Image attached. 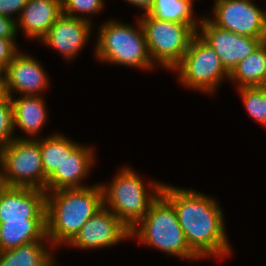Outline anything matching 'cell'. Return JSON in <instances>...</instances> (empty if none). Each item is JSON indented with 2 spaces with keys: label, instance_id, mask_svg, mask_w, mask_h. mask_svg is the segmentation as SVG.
<instances>
[{
  "label": "cell",
  "instance_id": "e0dca14e",
  "mask_svg": "<svg viewBox=\"0 0 266 266\" xmlns=\"http://www.w3.org/2000/svg\"><path fill=\"white\" fill-rule=\"evenodd\" d=\"M13 107L14 127H19L30 137L40 132L44 126L47 112L41 96H21L19 99L10 97Z\"/></svg>",
  "mask_w": 266,
  "mask_h": 266
},
{
  "label": "cell",
  "instance_id": "ba28073f",
  "mask_svg": "<svg viewBox=\"0 0 266 266\" xmlns=\"http://www.w3.org/2000/svg\"><path fill=\"white\" fill-rule=\"evenodd\" d=\"M172 70H177L182 84L211 94L221 80L230 75L215 50L198 33L191 39L182 60Z\"/></svg>",
  "mask_w": 266,
  "mask_h": 266
},
{
  "label": "cell",
  "instance_id": "4316f807",
  "mask_svg": "<svg viewBox=\"0 0 266 266\" xmlns=\"http://www.w3.org/2000/svg\"><path fill=\"white\" fill-rule=\"evenodd\" d=\"M17 21L12 17L0 15V37L14 41L17 32Z\"/></svg>",
  "mask_w": 266,
  "mask_h": 266
},
{
  "label": "cell",
  "instance_id": "3957f363",
  "mask_svg": "<svg viewBox=\"0 0 266 266\" xmlns=\"http://www.w3.org/2000/svg\"><path fill=\"white\" fill-rule=\"evenodd\" d=\"M130 236L170 255L197 259L187 245L173 205L162 195L151 204L147 214L133 227Z\"/></svg>",
  "mask_w": 266,
  "mask_h": 266
},
{
  "label": "cell",
  "instance_id": "277c9868",
  "mask_svg": "<svg viewBox=\"0 0 266 266\" xmlns=\"http://www.w3.org/2000/svg\"><path fill=\"white\" fill-rule=\"evenodd\" d=\"M141 180L131 168L126 167L119 171L109 187L100 185L103 191V206H107L108 203L110 205L108 209L130 231L147 214L151 204L161 194L163 187L162 183H150L151 190L154 192L150 194Z\"/></svg>",
  "mask_w": 266,
  "mask_h": 266
},
{
  "label": "cell",
  "instance_id": "8992f818",
  "mask_svg": "<svg viewBox=\"0 0 266 266\" xmlns=\"http://www.w3.org/2000/svg\"><path fill=\"white\" fill-rule=\"evenodd\" d=\"M0 184L8 187L46 189L39 139L12 140L0 147Z\"/></svg>",
  "mask_w": 266,
  "mask_h": 266
},
{
  "label": "cell",
  "instance_id": "2e32d148",
  "mask_svg": "<svg viewBox=\"0 0 266 266\" xmlns=\"http://www.w3.org/2000/svg\"><path fill=\"white\" fill-rule=\"evenodd\" d=\"M61 14V0H28L17 28L21 27L28 38L42 39Z\"/></svg>",
  "mask_w": 266,
  "mask_h": 266
},
{
  "label": "cell",
  "instance_id": "4dcf8cb0",
  "mask_svg": "<svg viewBox=\"0 0 266 266\" xmlns=\"http://www.w3.org/2000/svg\"><path fill=\"white\" fill-rule=\"evenodd\" d=\"M264 90H266V79H265V81H264V83H263V85L261 86Z\"/></svg>",
  "mask_w": 266,
  "mask_h": 266
},
{
  "label": "cell",
  "instance_id": "cb8c5ba5",
  "mask_svg": "<svg viewBox=\"0 0 266 266\" xmlns=\"http://www.w3.org/2000/svg\"><path fill=\"white\" fill-rule=\"evenodd\" d=\"M14 127L13 107L9 96L0 101V147L8 145L13 137Z\"/></svg>",
  "mask_w": 266,
  "mask_h": 266
},
{
  "label": "cell",
  "instance_id": "d6986e66",
  "mask_svg": "<svg viewBox=\"0 0 266 266\" xmlns=\"http://www.w3.org/2000/svg\"><path fill=\"white\" fill-rule=\"evenodd\" d=\"M229 80L237 81L238 87L262 86L266 79V41L231 71Z\"/></svg>",
  "mask_w": 266,
  "mask_h": 266
},
{
  "label": "cell",
  "instance_id": "ffe728a7",
  "mask_svg": "<svg viewBox=\"0 0 266 266\" xmlns=\"http://www.w3.org/2000/svg\"><path fill=\"white\" fill-rule=\"evenodd\" d=\"M43 242H29L0 252V266H52L53 258Z\"/></svg>",
  "mask_w": 266,
  "mask_h": 266
},
{
  "label": "cell",
  "instance_id": "f1b7e54d",
  "mask_svg": "<svg viewBox=\"0 0 266 266\" xmlns=\"http://www.w3.org/2000/svg\"><path fill=\"white\" fill-rule=\"evenodd\" d=\"M126 1L139 8H143L145 13H148L154 4V0H126Z\"/></svg>",
  "mask_w": 266,
  "mask_h": 266
},
{
  "label": "cell",
  "instance_id": "9a60e30c",
  "mask_svg": "<svg viewBox=\"0 0 266 266\" xmlns=\"http://www.w3.org/2000/svg\"><path fill=\"white\" fill-rule=\"evenodd\" d=\"M92 151L90 147L78 144L69 156L65 157L61 166L47 178L45 192L50 194L61 189L87 187L82 186L81 180L91 171L90 167L94 162V153Z\"/></svg>",
  "mask_w": 266,
  "mask_h": 266
},
{
  "label": "cell",
  "instance_id": "d4e9b609",
  "mask_svg": "<svg viewBox=\"0 0 266 266\" xmlns=\"http://www.w3.org/2000/svg\"><path fill=\"white\" fill-rule=\"evenodd\" d=\"M62 13L75 18H82L89 20L84 16L74 15V12H83L88 14H95L103 9V0H61Z\"/></svg>",
  "mask_w": 266,
  "mask_h": 266
},
{
  "label": "cell",
  "instance_id": "f546056e",
  "mask_svg": "<svg viewBox=\"0 0 266 266\" xmlns=\"http://www.w3.org/2000/svg\"><path fill=\"white\" fill-rule=\"evenodd\" d=\"M6 91H5V83H4V77L3 73L0 74V101H2L6 97Z\"/></svg>",
  "mask_w": 266,
  "mask_h": 266
},
{
  "label": "cell",
  "instance_id": "6da1fadb",
  "mask_svg": "<svg viewBox=\"0 0 266 266\" xmlns=\"http://www.w3.org/2000/svg\"><path fill=\"white\" fill-rule=\"evenodd\" d=\"M161 194L175 208L187 245L198 258L230 254L223 212L213 198L167 184H163Z\"/></svg>",
  "mask_w": 266,
  "mask_h": 266
},
{
  "label": "cell",
  "instance_id": "ac0fdd59",
  "mask_svg": "<svg viewBox=\"0 0 266 266\" xmlns=\"http://www.w3.org/2000/svg\"><path fill=\"white\" fill-rule=\"evenodd\" d=\"M46 221H7L0 223V252L29 242H44Z\"/></svg>",
  "mask_w": 266,
  "mask_h": 266
},
{
  "label": "cell",
  "instance_id": "7a4b0ae2",
  "mask_svg": "<svg viewBox=\"0 0 266 266\" xmlns=\"http://www.w3.org/2000/svg\"><path fill=\"white\" fill-rule=\"evenodd\" d=\"M103 207L100 185L46 193V237L54 247L69 243Z\"/></svg>",
  "mask_w": 266,
  "mask_h": 266
},
{
  "label": "cell",
  "instance_id": "7402d4cb",
  "mask_svg": "<svg viewBox=\"0 0 266 266\" xmlns=\"http://www.w3.org/2000/svg\"><path fill=\"white\" fill-rule=\"evenodd\" d=\"M77 145L78 143L61 134H54L39 140L43 169L47 178L61 166L65 157H68Z\"/></svg>",
  "mask_w": 266,
  "mask_h": 266
},
{
  "label": "cell",
  "instance_id": "7c38bea8",
  "mask_svg": "<svg viewBox=\"0 0 266 266\" xmlns=\"http://www.w3.org/2000/svg\"><path fill=\"white\" fill-rule=\"evenodd\" d=\"M129 228L108 207L103 206L68 243L81 249L109 247L130 238Z\"/></svg>",
  "mask_w": 266,
  "mask_h": 266
},
{
  "label": "cell",
  "instance_id": "4fadbf2b",
  "mask_svg": "<svg viewBox=\"0 0 266 266\" xmlns=\"http://www.w3.org/2000/svg\"><path fill=\"white\" fill-rule=\"evenodd\" d=\"M6 95L12 97L15 90L23 96H38L49 85L45 71L35 58L17 53L11 63L2 71Z\"/></svg>",
  "mask_w": 266,
  "mask_h": 266
},
{
  "label": "cell",
  "instance_id": "30bf717a",
  "mask_svg": "<svg viewBox=\"0 0 266 266\" xmlns=\"http://www.w3.org/2000/svg\"><path fill=\"white\" fill-rule=\"evenodd\" d=\"M200 21V37L215 50L225 69L231 73L236 65L254 52L266 38L238 35L218 28L208 18Z\"/></svg>",
  "mask_w": 266,
  "mask_h": 266
},
{
  "label": "cell",
  "instance_id": "5bb4252c",
  "mask_svg": "<svg viewBox=\"0 0 266 266\" xmlns=\"http://www.w3.org/2000/svg\"><path fill=\"white\" fill-rule=\"evenodd\" d=\"M90 31V21L62 13L40 42L54 47L65 58L72 60L88 41Z\"/></svg>",
  "mask_w": 266,
  "mask_h": 266
},
{
  "label": "cell",
  "instance_id": "83f0119b",
  "mask_svg": "<svg viewBox=\"0 0 266 266\" xmlns=\"http://www.w3.org/2000/svg\"><path fill=\"white\" fill-rule=\"evenodd\" d=\"M28 0H0V15L11 17L10 15L19 12L21 15Z\"/></svg>",
  "mask_w": 266,
  "mask_h": 266
},
{
  "label": "cell",
  "instance_id": "8fae6325",
  "mask_svg": "<svg viewBox=\"0 0 266 266\" xmlns=\"http://www.w3.org/2000/svg\"><path fill=\"white\" fill-rule=\"evenodd\" d=\"M7 221H46V192L0 184V223Z\"/></svg>",
  "mask_w": 266,
  "mask_h": 266
},
{
  "label": "cell",
  "instance_id": "52a82bcc",
  "mask_svg": "<svg viewBox=\"0 0 266 266\" xmlns=\"http://www.w3.org/2000/svg\"><path fill=\"white\" fill-rule=\"evenodd\" d=\"M140 22L153 63L172 70L182 60L196 32L188 24L160 20L147 13Z\"/></svg>",
  "mask_w": 266,
  "mask_h": 266
},
{
  "label": "cell",
  "instance_id": "1f68e13d",
  "mask_svg": "<svg viewBox=\"0 0 266 266\" xmlns=\"http://www.w3.org/2000/svg\"><path fill=\"white\" fill-rule=\"evenodd\" d=\"M264 14H265V26H266V11H264Z\"/></svg>",
  "mask_w": 266,
  "mask_h": 266
},
{
  "label": "cell",
  "instance_id": "9c48e42d",
  "mask_svg": "<svg viewBox=\"0 0 266 266\" xmlns=\"http://www.w3.org/2000/svg\"><path fill=\"white\" fill-rule=\"evenodd\" d=\"M214 7L215 20L209 21L218 28L242 36L266 38L264 11L251 0H216Z\"/></svg>",
  "mask_w": 266,
  "mask_h": 266
},
{
  "label": "cell",
  "instance_id": "603a6c76",
  "mask_svg": "<svg viewBox=\"0 0 266 266\" xmlns=\"http://www.w3.org/2000/svg\"><path fill=\"white\" fill-rule=\"evenodd\" d=\"M238 88L249 115L266 126V90L261 86Z\"/></svg>",
  "mask_w": 266,
  "mask_h": 266
},
{
  "label": "cell",
  "instance_id": "5b68a950",
  "mask_svg": "<svg viewBox=\"0 0 266 266\" xmlns=\"http://www.w3.org/2000/svg\"><path fill=\"white\" fill-rule=\"evenodd\" d=\"M95 52L97 59L108 63L144 69L154 66L140 20L136 29L118 21L105 22L100 28Z\"/></svg>",
  "mask_w": 266,
  "mask_h": 266
},
{
  "label": "cell",
  "instance_id": "44dd1931",
  "mask_svg": "<svg viewBox=\"0 0 266 266\" xmlns=\"http://www.w3.org/2000/svg\"><path fill=\"white\" fill-rule=\"evenodd\" d=\"M193 0H154L153 7L147 13L157 19L165 21H174L188 24L196 33L197 19L193 16Z\"/></svg>",
  "mask_w": 266,
  "mask_h": 266
},
{
  "label": "cell",
  "instance_id": "484cf974",
  "mask_svg": "<svg viewBox=\"0 0 266 266\" xmlns=\"http://www.w3.org/2000/svg\"><path fill=\"white\" fill-rule=\"evenodd\" d=\"M19 51L16 44L6 38L0 37V70L3 71Z\"/></svg>",
  "mask_w": 266,
  "mask_h": 266
}]
</instances>
